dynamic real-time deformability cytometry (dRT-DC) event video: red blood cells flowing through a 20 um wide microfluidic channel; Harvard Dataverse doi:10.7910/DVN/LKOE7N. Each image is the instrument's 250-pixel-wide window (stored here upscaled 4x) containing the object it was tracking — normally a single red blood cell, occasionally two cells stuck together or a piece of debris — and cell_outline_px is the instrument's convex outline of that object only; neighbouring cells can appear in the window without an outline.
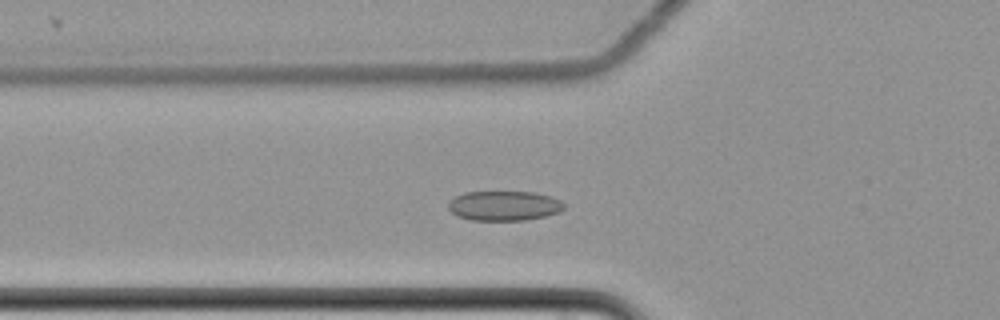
{"species": "common noctule bat (a hibernating species)", "species_latin": "Nyctalus noctula", "temperature_condition": "cold", "stored_images_in_passage": 43, "camera_frame_rate_fps": 3000, "um_per_image_px": 0.085, "animal": {"sex": "female", "body_mass_g": 22.7, "forearm_length_mm": 54.2}, "frame": {"image": 1, "passage_image": 5, "time_ms": 1.333, "image_size_px": [1000, 320], "cell_outline_px": [[564, 208], [560, 212], [544, 216], [524, 220], [472, 220], [460, 216], [452, 212], [448, 208], [448, 200], [464, 192], [532, 192], [552, 196], [560, 200], [564, 204]], "centroid_in_image_um": [42.85, 17.48], "position_along_channel_um": 82.9, "area_um2": 20.0}}
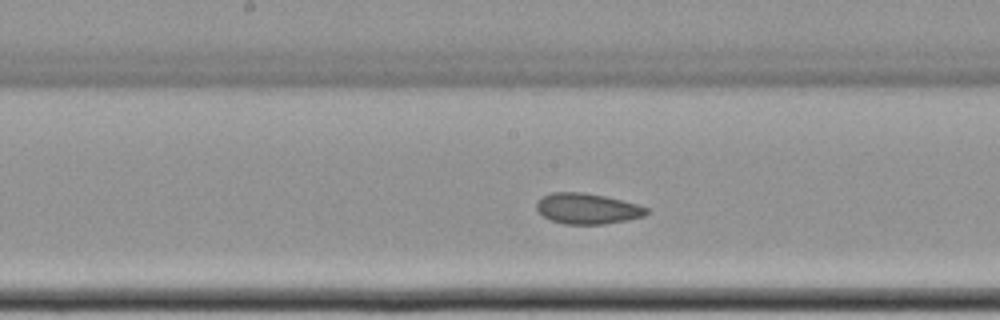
{"frame": {"image": 2, "passage_image": 15, "time_ms": 4.667, "image_size_px": [1000, 320], "cell_outline_px": [[648, 212], [644, 216], [628, 220], [604, 224], [564, 224], [552, 220], [544, 216], [536, 208], [536, 200], [540, 196], [552, 192], [584, 192], [604, 196], [640, 204], [648, 208]], "centroid_in_image_um": [49.92, 17.72], "position_along_channel_um": 198.3, "area_um2": 19.83}}
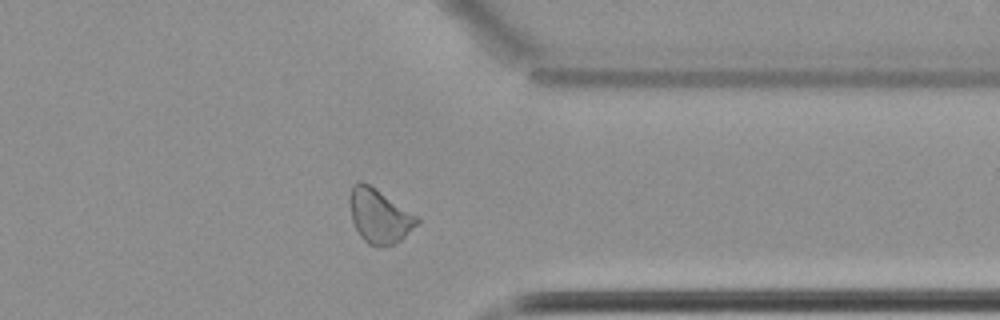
{"frame": {"image": 3, "passage_image": 31, "time_ms": 10.0, "image_size_px": [1000, 320], "cell_outline_px": [[420, 224], [400, 240], [392, 244], [368, 244], [360, 236], [352, 220], [348, 200], [348, 196], [352, 184], [360, 180], [368, 184], [420, 216]], "centroid_in_image_um": [32.25, 18.32], "position_along_channel_um": 379.1, "area_um2": 21.27}, "authors_computed_cell_mechanics": {"area_um2": 20.1722, "velocity_mm_per_s": 3.466, "shape_relaxation_time_tau1_ms": 9.3416, "shape_relaxation_time_tau2_ms": 2.6957, "deformation_change_tau1": 0.0858, "deformation_change_tau2": 0.0676}}